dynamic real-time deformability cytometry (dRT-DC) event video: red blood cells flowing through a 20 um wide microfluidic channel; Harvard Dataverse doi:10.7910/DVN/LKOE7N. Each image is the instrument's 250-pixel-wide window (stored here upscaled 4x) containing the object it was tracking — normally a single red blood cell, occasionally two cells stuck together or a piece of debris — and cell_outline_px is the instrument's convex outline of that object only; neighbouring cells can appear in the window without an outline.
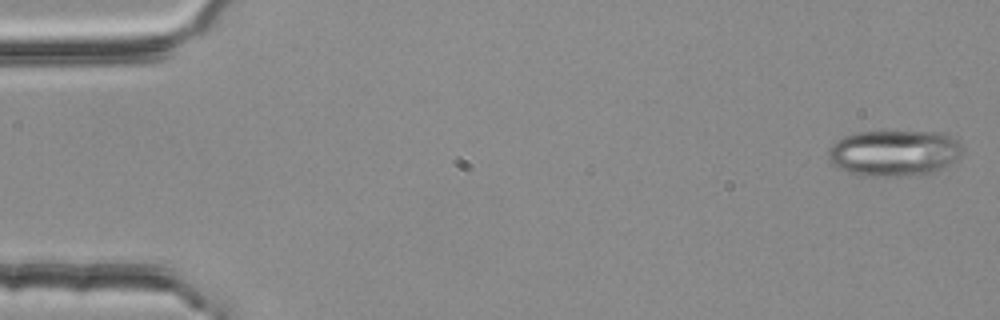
{"species": "common noctule bat (a hibernating species)", "species_latin": "Nyctalus noctula", "temperature_condition": "room temperature", "stored_images_in_passage": 4, "camera_frame_rate_fps": 3000, "um_per_image_px": 0.085, "animal": {"sex": "female", "body_mass_g": 25.1}, "frame": {"image": 1, "passage_image": 1, "time_ms": 0.0, "image_size_px": [1000, 320], "cell_outline_px": [[960, 152], [948, 164], [936, 172], [916, 176], [864, 176], [848, 172], [832, 164], [828, 160], [828, 148], [836, 140], [844, 136], [856, 132], [940, 132], [952, 136], [960, 144]], "centroid_in_image_um": [75.94, 13.01], "position_along_channel_um": 9.1, "area_um2": 36.01}}